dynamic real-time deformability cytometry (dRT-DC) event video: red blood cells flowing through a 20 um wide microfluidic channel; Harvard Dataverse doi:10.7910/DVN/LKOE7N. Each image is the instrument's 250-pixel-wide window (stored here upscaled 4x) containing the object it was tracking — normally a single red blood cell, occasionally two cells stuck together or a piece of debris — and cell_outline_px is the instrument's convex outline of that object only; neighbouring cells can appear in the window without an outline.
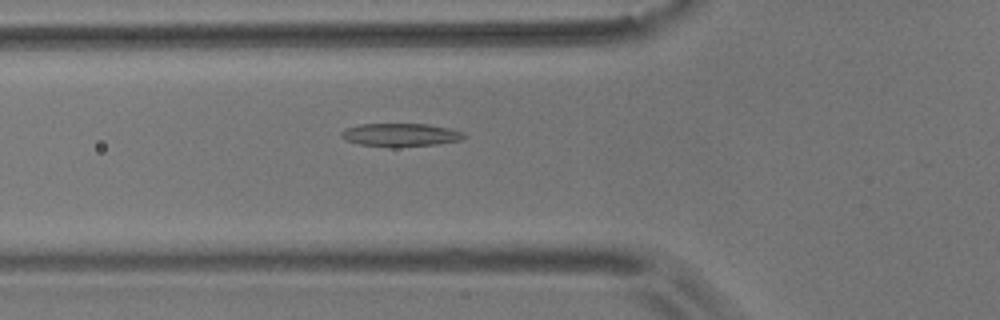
{"species": "common noctule bat (a hibernating species)", "species_latin": "Nyctalus noctula", "temperature_condition": "room temperature", "stored_images_in_passage": 19, "camera_frame_rate_fps": 3000, "um_per_image_px": 0.085, "animal": {"sex": "male", "body_mass_g": 17.9}, "frame": {"image": 1, "passage_image": 4, "time_ms": 1.0, "image_size_px": [1000, 320], "cell_outline_px": [[468, 136], [460, 140], [436, 144], [396, 148], [392, 148], [360, 144], [344, 140], [340, 136], [340, 132], [348, 128], [360, 124], [428, 124], [448, 128], [464, 132]], "centroid_in_image_um": [34.04, 11.48], "position_along_channel_um": 91.8, "area_um2": 16.76}}